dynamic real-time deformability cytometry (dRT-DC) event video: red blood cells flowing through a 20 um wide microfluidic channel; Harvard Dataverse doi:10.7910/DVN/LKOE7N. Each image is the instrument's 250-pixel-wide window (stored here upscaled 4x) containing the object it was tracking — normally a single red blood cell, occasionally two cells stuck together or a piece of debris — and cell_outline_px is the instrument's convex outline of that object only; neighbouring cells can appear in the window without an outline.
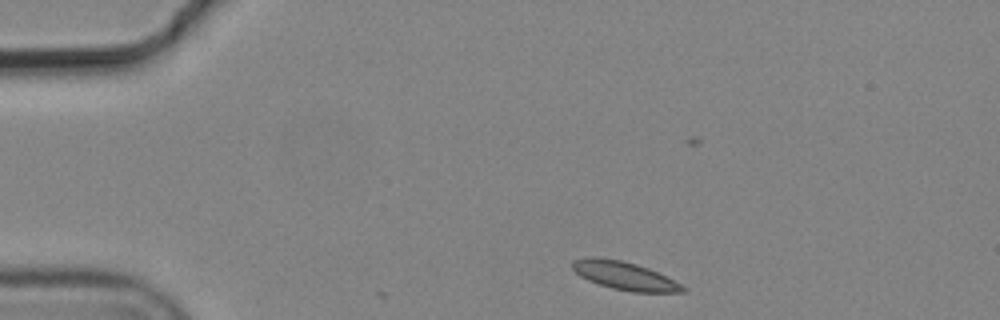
{"species": "common noctule bat (a hibernating species)", "species_latin": "Nyctalus noctula", "temperature_condition": "cold", "stored_images_in_passage": 2, "camera_frame_rate_fps": 3000, "um_per_image_px": 0.085, "animal": {"sex": "male", "body_mass_g": 19.2, "forearm_length_mm": 51.8}, "frame": {"image": 1, "passage_image": 1, "time_ms": 0.0, "image_size_px": [1000, 320], "cell_outline_px": [[688, 292], [632, 292], [612, 288], [588, 280], [580, 276], [572, 268], [572, 260], [592, 256], [620, 260], [636, 264], [648, 268], [688, 288]], "centroid_in_image_um": [53.07, 23.44], "position_along_channel_um": 31.9, "area_um2": 17.92}}